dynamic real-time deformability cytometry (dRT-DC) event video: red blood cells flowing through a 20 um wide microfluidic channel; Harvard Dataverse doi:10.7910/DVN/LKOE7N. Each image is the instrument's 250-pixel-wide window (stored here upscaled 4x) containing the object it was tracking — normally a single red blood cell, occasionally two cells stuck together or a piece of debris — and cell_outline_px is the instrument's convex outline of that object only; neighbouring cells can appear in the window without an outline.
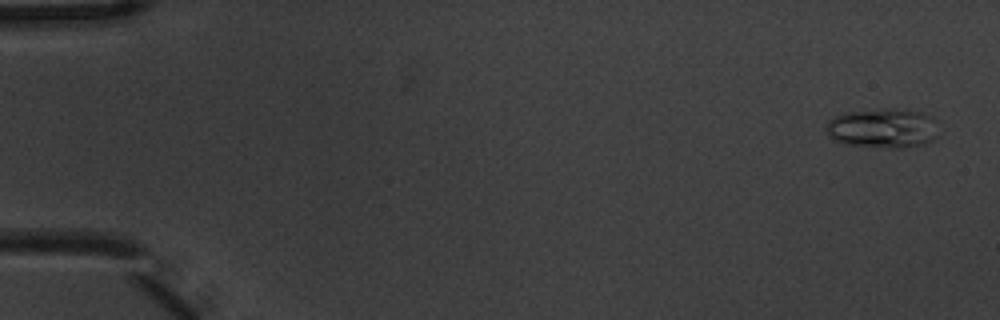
{"species": "common noctule bat (a hibernating species)", "species_latin": "Nyctalus noctula", "temperature_condition": "warm", "stored_images_in_passage": 6, "camera_frame_rate_fps": 3000, "um_per_image_px": 0.085, "animal": {"sex": "male", "body_mass_g": 20.1, "forearm_length_mm": 53.5}, "frame": {"image": 1, "passage_image": 1, "time_ms": 0.0, "image_size_px": [1000, 320], "cell_outline_px": [[936, 136], [932, 140], [924, 144], [900, 148], [892, 148], [848, 144], [836, 140], [828, 136], [824, 128], [828, 120], [836, 116], [848, 112], [884, 108], [892, 108], [920, 112], [932, 116], [936, 120]], "centroid_in_image_um": [75.03, 10.89], "position_along_channel_um": 10.0, "area_um2": 25.89}}